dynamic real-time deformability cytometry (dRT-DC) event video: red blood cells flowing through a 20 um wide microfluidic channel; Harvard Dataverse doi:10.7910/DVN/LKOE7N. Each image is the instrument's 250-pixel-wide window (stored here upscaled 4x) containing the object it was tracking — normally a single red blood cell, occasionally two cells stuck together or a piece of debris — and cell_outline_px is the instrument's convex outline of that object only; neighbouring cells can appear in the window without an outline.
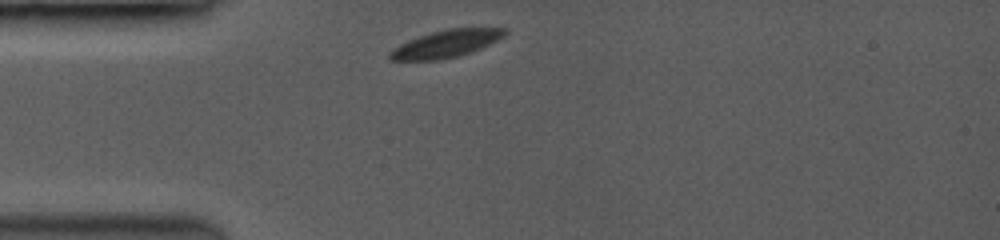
{"species": "common noctule bat (a hibernating species)", "species_latin": "Nyctalus noctula", "temperature_condition": "room temperature", "stored_images_in_passage": 25, "camera_frame_rate_fps": 3500, "um_per_image_px": 0.085, "animal": {"sex": "female", "body_mass_g": 19.0, "forearm_length_mm": 53.3}, "frame": {"image": 1, "passage_image": 1, "time_ms": 0.0, "image_size_px": [1000, 240], "cell_outline_px": [[508, 32], [504, 36], [480, 48], [456, 56], [436, 60], [392, 60], [388, 56], [388, 52], [400, 44], [408, 40], [432, 32], [448, 28], [504, 28]], "centroid_in_image_um": [37.88, 3.71], "position_along_channel_um": 47.1, "area_um2": 17.92}}
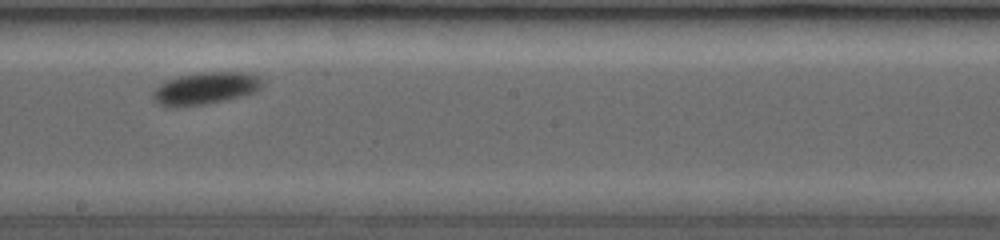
{"frame": {"image": 2, "passage_image": 13, "time_ms": 5.143, "image_size_px": [1000, 240], "cell_outline_px": [[260, 88], [252, 92], [220, 100], [200, 104], [164, 104], [156, 100], [156, 88], [160, 84], [176, 76], [200, 72], [248, 72], [260, 76]], "centroid_in_image_um": [17.53, 7.42], "position_along_channel_um": 230.7, "area_um2": 19.13}}
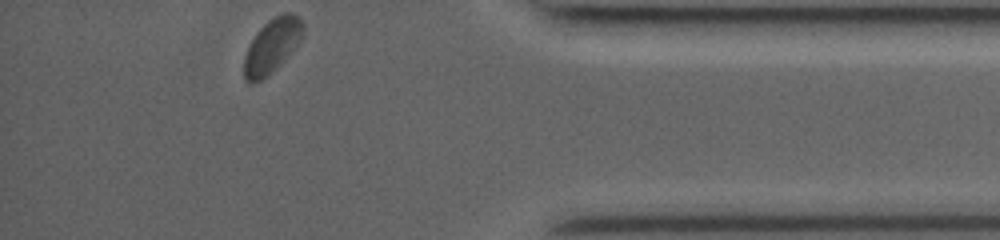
{"frame": {"image": 3, "passage_image": 25, "time_ms": 10.286, "image_size_px": [1000, 240], "cell_outline_px": [[304, 28], [300, 40], [280, 64], [260, 80], [248, 84], [244, 80], [244, 56], [252, 40], [264, 24], [276, 16], [284, 12], [292, 12], [300, 16], [304, 24]], "centroid_in_image_um": [23.13, 3.87], "position_along_channel_um": 412.1, "area_um2": 18.21}, "authors_computed_cell_mechanics": {"area_um2": 18.7272, "velocity_mm_per_s": 3.8748, "shape_relaxation_time_tau1_ms": 2.3452, "shape_relaxation_time_tau2_ms": null, "deformation_change_tau1": 0.1004, "deformation_change_tau2": null}}